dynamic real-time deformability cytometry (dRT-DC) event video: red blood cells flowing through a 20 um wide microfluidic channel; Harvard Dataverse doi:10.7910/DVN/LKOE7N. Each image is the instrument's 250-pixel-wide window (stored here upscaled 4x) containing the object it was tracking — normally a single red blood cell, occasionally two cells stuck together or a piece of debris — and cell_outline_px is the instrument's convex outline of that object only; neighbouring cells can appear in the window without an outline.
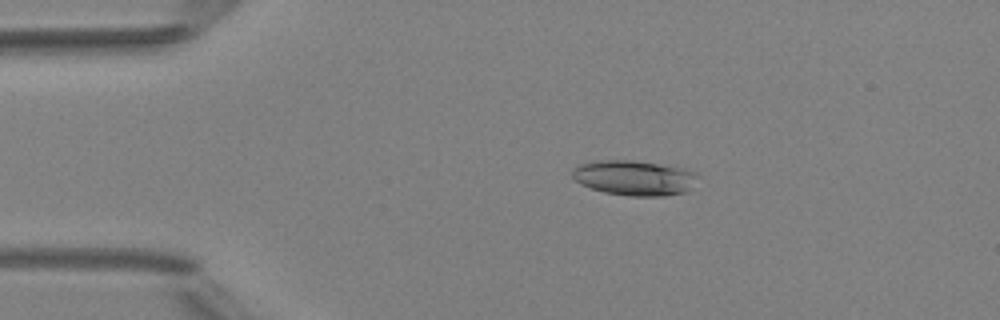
{"species": "Egyptian fruit bat (a non-hibernating species)", "species_latin": "Rousettus aegyptiacus", "temperature_condition": "room temperature", "stored_images_in_passage": 43, "camera_frame_rate_fps": 3000, "um_per_image_px": 0.085, "animal": {"sex": "female"}, "frame": {"image": 1, "passage_image": 4, "time_ms": 1.0, "image_size_px": [1000, 320], "cell_outline_px": [[700, 176], [684, 192], [664, 196], [628, 196], [604, 192], [580, 184], [572, 176], [572, 168], [580, 164], [596, 160], [632, 160], [684, 168], [696, 172]], "centroid_in_image_um": [53.89, 15.11], "position_along_channel_um": 31.1, "area_um2": 25.61}}
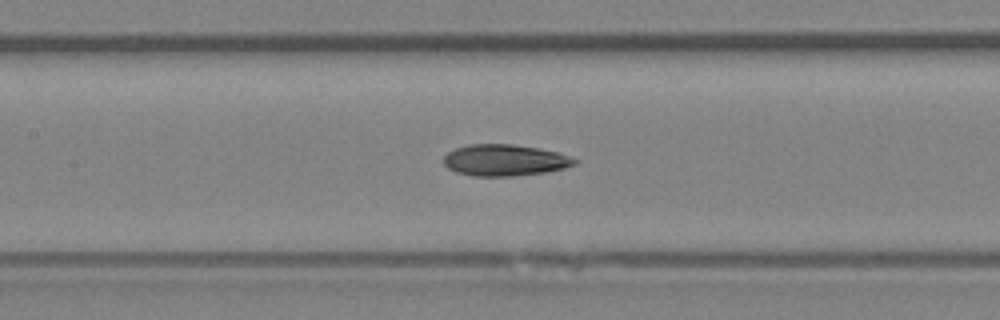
{"frame": {"image": 2, "passage_image": 17, "time_ms": 5.333, "image_size_px": [1000, 320], "cell_outline_px": [[580, 160], [576, 164], [564, 168], [544, 172], [512, 176], [472, 176], [456, 172], [448, 168], [444, 164], [444, 156], [448, 152], [456, 148], [468, 144], [512, 144], [540, 148], [556, 152]], "centroid_in_image_um": [42.9, 13.61], "position_along_channel_um": 164.5, "area_um2": 23.99}}
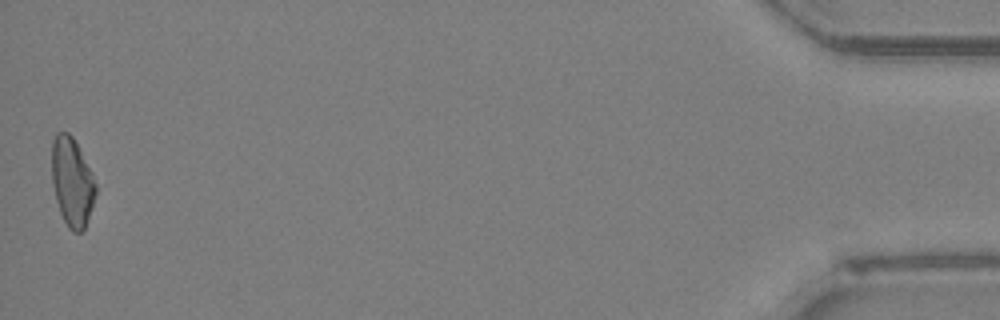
{"frame": {"image": 3, "passage_image": 43, "time_ms": 14.0, "image_size_px": [1000, 320], "cell_outline_px": [[96, 192], [84, 228], [80, 232], [72, 232], [68, 228], [60, 212], [56, 200], [52, 184], [52, 140], [56, 132], [68, 132], [72, 136], [92, 172], [96, 184]], "centroid_in_image_um": [6.1, 15.44], "position_along_channel_um": 429.1, "area_um2": 22.48}, "authors_computed_cell_mechanics": {"area_um2": 23.9292, "velocity_mm_per_s": 4.1827, "shape_relaxation_time_tau1_ms": 7.7564, "shape_relaxation_time_tau2_ms": 4.7674, "deformation_change_tau1": 0.1817, "deformation_change_tau2": 0.1544}}